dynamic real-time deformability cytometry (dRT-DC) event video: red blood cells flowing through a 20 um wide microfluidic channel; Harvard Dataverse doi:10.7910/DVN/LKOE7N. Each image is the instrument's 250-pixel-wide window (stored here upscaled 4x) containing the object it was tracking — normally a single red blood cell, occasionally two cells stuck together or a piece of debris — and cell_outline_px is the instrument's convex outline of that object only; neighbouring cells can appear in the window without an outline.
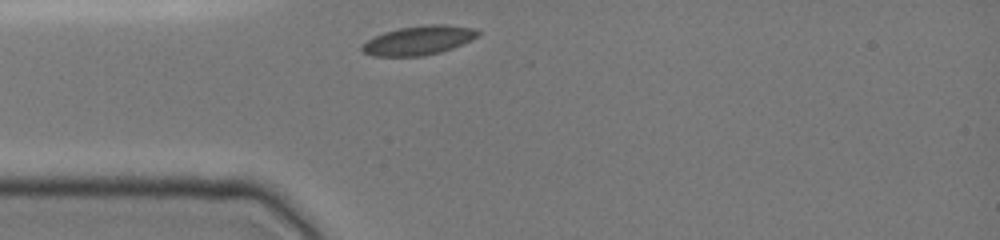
{"species": "common noctule bat (a hibernating species)", "species_latin": "Nyctalus noctula", "temperature_condition": "cold", "stored_images_in_passage": 12, "camera_frame_rate_fps": 3000, "um_per_image_px": 0.085, "animal": {"sex": "female", "body_mass_g": 19.0, "forearm_length_mm": 51.5}, "frame": {"image": 1, "passage_image": 1, "time_ms": 0.0, "image_size_px": [1000, 240], "cell_outline_px": [[480, 36], [452, 48], [440, 52], [424, 56], [372, 56], [364, 52], [360, 48], [368, 40], [384, 32], [400, 28], [428, 24], [444, 24], [472, 28], [480, 32]], "centroid_in_image_um": [35.6, 3.43], "position_along_channel_um": 49.4, "area_um2": 19.48}}
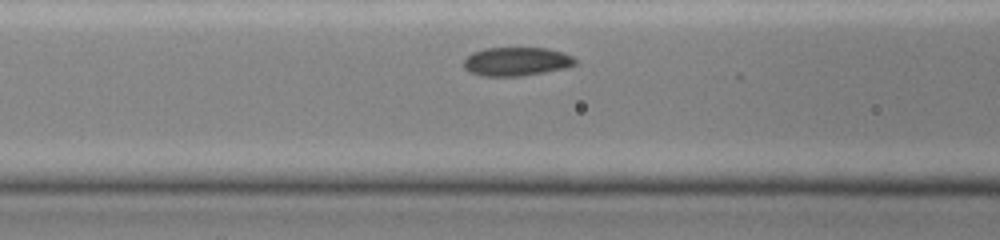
{"frame": {"image": 2, "passage_image": 7, "time_ms": 2.0, "image_size_px": [1000, 240], "cell_outline_px": [[576, 64], [568, 68], [520, 76], [480, 76], [468, 72], [464, 68], [464, 60], [472, 52], [484, 48], [544, 48], [560, 52], [572, 56], [576, 60]], "centroid_in_image_um": [43.87, 5.24], "position_along_channel_um": 122.7, "area_um2": 18.67}}
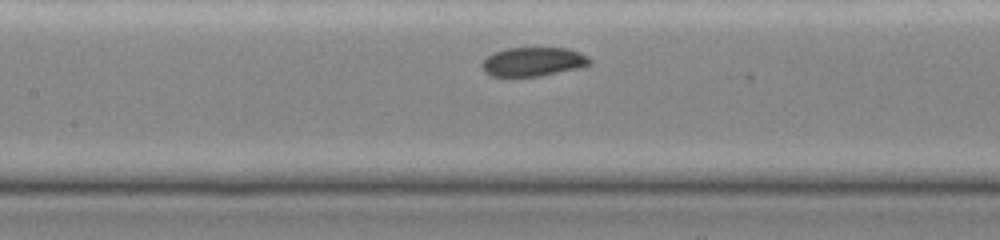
{"frame": {"image": 3, "passage_image": 10, "time_ms": 3.0, "image_size_px": [1000, 240], "cell_outline_px": [[592, 64], [580, 68], [540, 76], [492, 76], [484, 72], [480, 68], [480, 64], [488, 56], [496, 52], [508, 48], [564, 48], [580, 52], [588, 56], [592, 60]], "centroid_in_image_um": [45.34, 5.25], "position_along_channel_um": 162.1, "area_um2": 18.26}}